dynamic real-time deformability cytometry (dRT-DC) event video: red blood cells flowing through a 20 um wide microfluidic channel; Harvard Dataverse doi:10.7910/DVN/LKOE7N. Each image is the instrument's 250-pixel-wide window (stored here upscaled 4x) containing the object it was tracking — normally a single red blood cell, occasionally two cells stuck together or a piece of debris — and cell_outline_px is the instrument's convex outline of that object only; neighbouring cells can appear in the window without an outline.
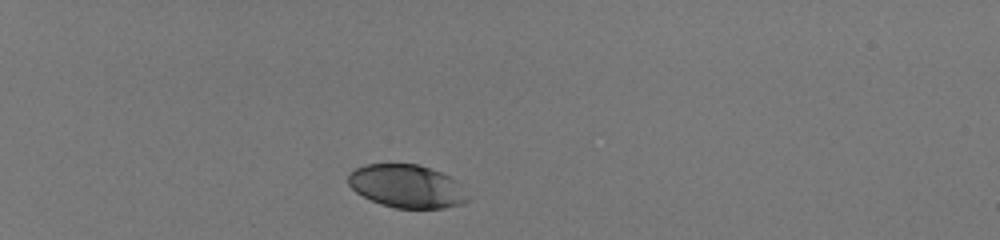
{"species": "human", "species_latin": "Homo sapiens", "temperature_condition": "room temperature", "stored_images_in_passage": 38, "camera_frame_rate_fps": 3000, "um_per_image_px": 0.085, "donor": {"sex": "male"}, "frame": {"image": 1, "passage_image": 1, "time_ms": 0.0, "image_size_px": [1000, 240], "cell_outline_px": [[468, 200], [464, 204], [444, 208], [396, 208], [380, 204], [356, 192], [348, 184], [348, 176], [356, 168], [364, 164], [420, 164], [440, 172], [456, 180]], "centroid_in_image_um": [34.56, 15.83], "position_along_channel_um": 50.4, "area_um2": 29.77}}
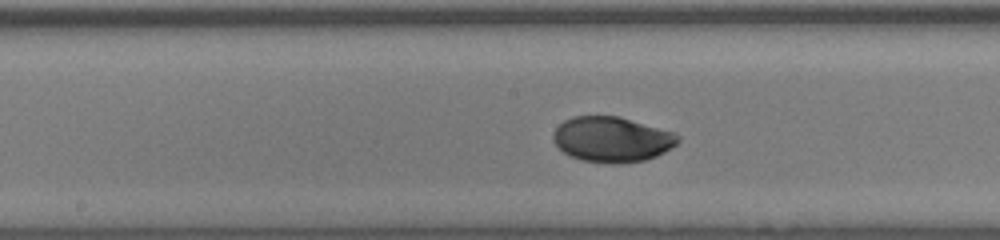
{"frame": {"image": 2, "passage_image": 17, "time_ms": 5.333, "image_size_px": [1000, 240], "cell_outline_px": [[680, 140], [676, 144], [664, 152], [656, 156], [644, 160], [620, 164], [616, 164], [580, 160], [568, 156], [552, 140], [552, 136], [556, 128], [564, 120], [572, 116], [620, 116], [672, 132], [680, 136]], "centroid_in_image_um": [51.99, 11.85], "position_along_channel_um": 196.2, "area_um2": 32.95}}
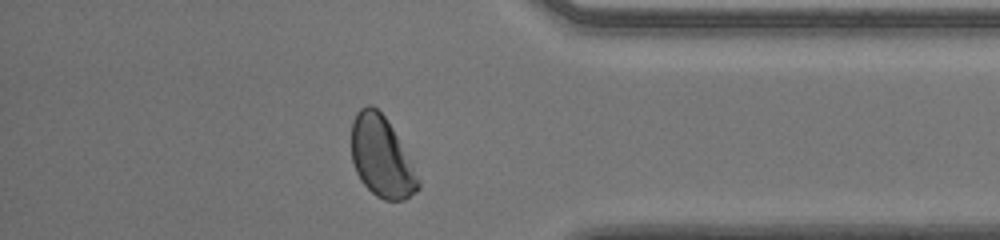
{"frame": {"image": 3, "passage_image": 33, "time_ms": 10.667, "image_size_px": [1000, 240], "cell_outline_px": [[420, 188], [416, 192], [404, 200], [384, 200], [376, 196], [360, 180], [356, 172], [352, 160], [352, 120], [356, 112], [360, 108], [368, 104], [372, 104], [384, 116], [392, 128], [412, 164], [420, 180]], "centroid_in_image_um": [32.42, 13.34], "position_along_channel_um": 402.8, "area_um2": 31.15}, "authors_computed_cell_mechanics": {"area_um2": 32.4258, "velocity_mm_per_s": 4.005, "shape_relaxation_time_tau1_ms": 2.5679, "shape_relaxation_time_tau2_ms": null, "deformation_change_tau1": 0.1304, "deformation_change_tau2": null}}